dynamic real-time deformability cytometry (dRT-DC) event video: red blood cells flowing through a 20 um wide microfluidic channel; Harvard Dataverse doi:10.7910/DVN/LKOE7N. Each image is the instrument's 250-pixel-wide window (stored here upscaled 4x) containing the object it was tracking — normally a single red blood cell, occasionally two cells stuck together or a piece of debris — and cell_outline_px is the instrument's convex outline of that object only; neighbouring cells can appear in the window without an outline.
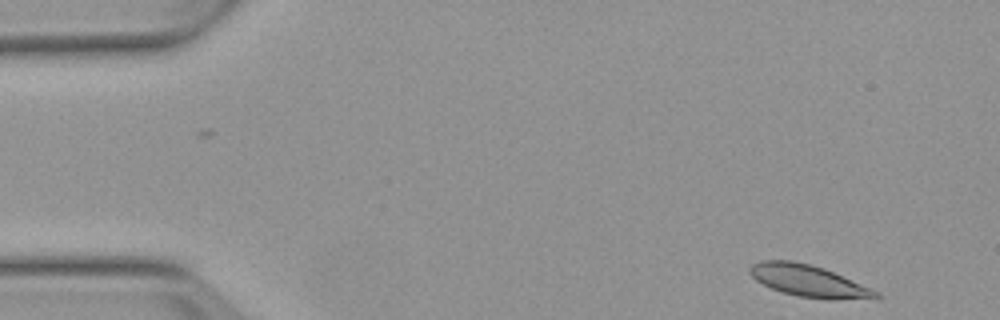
{"species": "Egyptian fruit bat (a non-hibernating species)", "species_latin": "Rousettus aegyptiacus", "temperature_condition": "warm", "stored_images_in_passage": 3, "camera_frame_rate_fps": 3000, "um_per_image_px": 0.085, "animal": {"sex": "female"}, "frame": {"image": 1, "passage_image": 1, "time_ms": 0.0, "image_size_px": [1000, 320], "cell_outline_px": [[884, 296], [832, 300], [828, 300], [800, 296], [784, 292], [772, 288], [756, 280], [748, 272], [748, 268], [752, 264], [760, 260], [792, 260], [812, 264], [824, 268], [872, 288], [880, 292]], "centroid_in_image_um": [68.72, 23.85], "position_along_channel_um": 16.3, "area_um2": 23.29}}
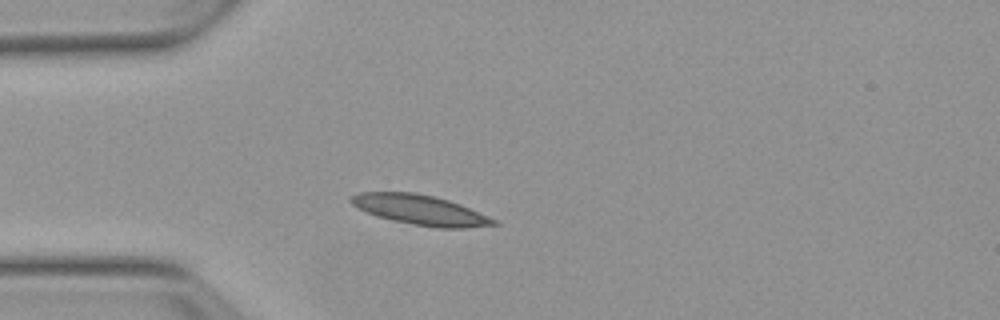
{"frame": {"image": 2, "passage_image": 3, "time_ms": 3.333, "image_size_px": [1000, 320], "cell_outline_px": [[500, 224], [464, 228], [436, 228], [412, 224], [392, 220], [376, 216], [352, 204], [348, 200], [348, 196], [360, 192], [412, 192], [432, 196], [448, 200], [460, 204], [488, 216], [496, 220]], "centroid_in_image_um": [35.7, 17.84], "position_along_channel_um": 49.3, "area_um2": 24.74}}